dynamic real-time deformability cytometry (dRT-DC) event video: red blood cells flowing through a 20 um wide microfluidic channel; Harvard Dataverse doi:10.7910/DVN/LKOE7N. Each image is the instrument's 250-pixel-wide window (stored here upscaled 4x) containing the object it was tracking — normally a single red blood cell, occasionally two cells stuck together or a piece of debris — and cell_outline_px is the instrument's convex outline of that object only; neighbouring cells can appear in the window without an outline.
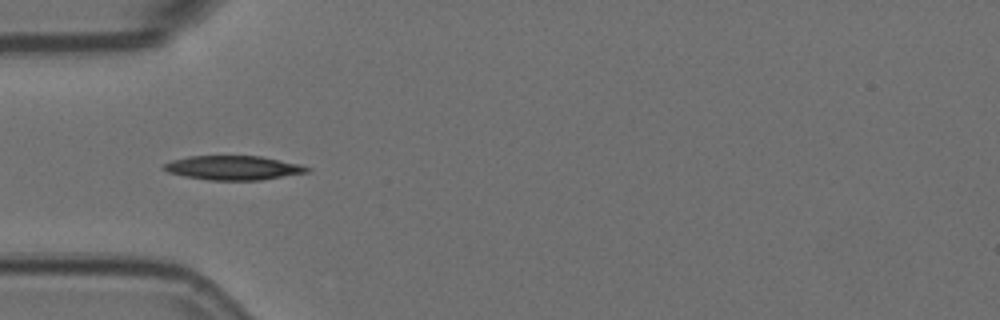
{"species": "Egyptian fruit bat (a non-hibernating species)", "species_latin": "Rousettus aegyptiacus", "temperature_condition": "room temperature", "stored_images_in_passage": 8, "camera_frame_rate_fps": 3000, "um_per_image_px": 0.085, "animal": {"sex": "female"}, "frame": {"image": 1, "passage_image": 4, "time_ms": 1.0, "image_size_px": [1000, 320], "cell_outline_px": [[312, 168], [308, 172], [260, 180], [208, 180], [184, 176], [168, 172], [160, 168], [164, 164], [172, 160], [188, 156], [260, 156], [300, 164]], "centroid_in_image_um": [19.8, 14.26], "position_along_channel_um": 65.2, "area_um2": 20.17}}
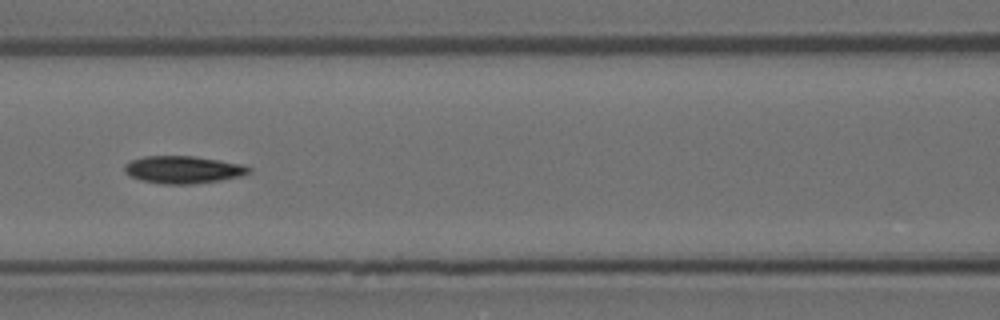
{"frame": {"image": 2, "passage_image": 6, "time_ms": 1.667, "image_size_px": [1000, 320], "cell_outline_px": [[252, 172], [240, 176], [220, 180], [192, 184], [164, 184], [140, 180], [124, 172], [124, 164], [132, 160], [144, 156], [192, 156], [220, 160], [240, 164], [252, 168]], "centroid_in_image_um": [15.56, 14.42], "position_along_channel_um": 151.0, "area_um2": 19.83}}
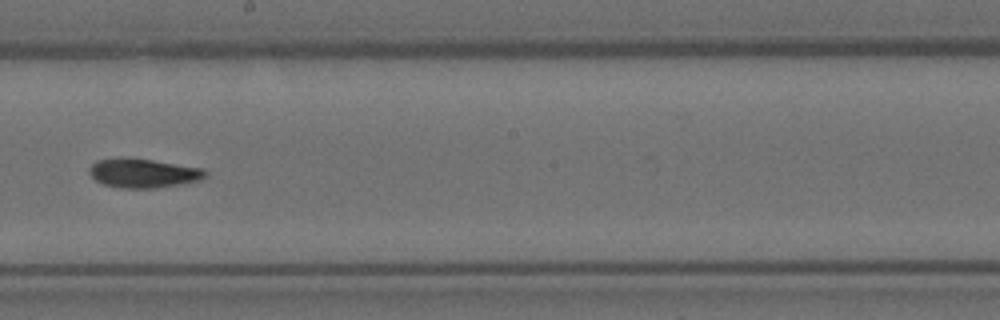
{"frame": {"image": 3, "passage_image": 8, "time_ms": 2.333, "image_size_px": [1000, 320], "cell_outline_px": [[208, 176], [200, 180], [184, 184], [156, 188], [120, 188], [104, 184], [96, 180], [88, 172], [88, 168], [96, 160], [116, 156], [120, 156], [152, 160], [204, 168], [208, 172]], "centroid_in_image_um": [12.18, 14.7], "position_along_channel_um": 236.0, "area_um2": 20.17}}